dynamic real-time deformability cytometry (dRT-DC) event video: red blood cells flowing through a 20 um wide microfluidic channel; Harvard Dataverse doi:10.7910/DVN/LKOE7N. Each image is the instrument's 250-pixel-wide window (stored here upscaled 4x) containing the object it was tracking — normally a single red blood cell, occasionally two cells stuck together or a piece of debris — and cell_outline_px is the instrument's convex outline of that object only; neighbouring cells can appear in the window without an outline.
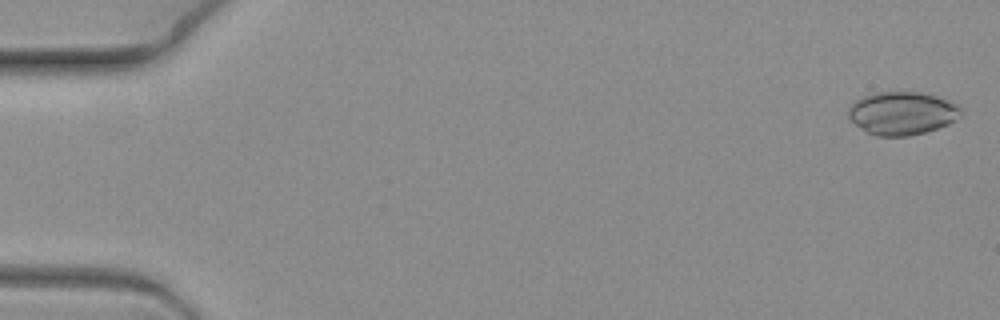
{"species": "common noctule bat (a hibernating species)", "species_latin": "Nyctalus noctula", "temperature_condition": "warm", "stored_images_in_passage": 6, "camera_frame_rate_fps": 3000, "um_per_image_px": 0.085, "animal": {"sex": "female", "body_mass_g": 19.3, "forearm_length_mm": 54.1}, "frame": {"image": 1, "passage_image": 1, "time_ms": 0.0, "image_size_px": [1000, 320], "cell_outline_px": [[964, 112], [956, 120], [948, 124], [924, 132], [908, 136], [876, 136], [868, 132], [856, 124], [848, 116], [848, 108], [856, 100], [864, 96], [876, 92], [920, 92], [936, 96], [960, 104], [964, 108]], "centroid_in_image_um": [76.74, 9.61], "position_along_channel_um": 8.3, "area_um2": 28.32}}
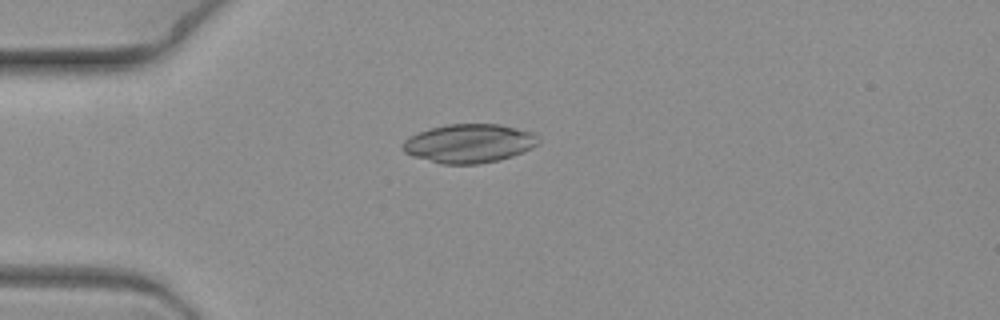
{"frame": {"image": 2, "passage_image": 5, "time_ms": 1.333, "image_size_px": [1000, 320], "cell_outline_px": [[540, 144], [532, 148], [512, 156], [496, 160], [476, 164], [444, 164], [412, 156], [404, 152], [400, 148], [400, 144], [408, 136], [432, 128], [448, 124], [500, 124], [532, 132], [540, 140]], "centroid_in_image_um": [39.85, 12.19], "position_along_channel_um": 45.1, "area_um2": 30.63}}